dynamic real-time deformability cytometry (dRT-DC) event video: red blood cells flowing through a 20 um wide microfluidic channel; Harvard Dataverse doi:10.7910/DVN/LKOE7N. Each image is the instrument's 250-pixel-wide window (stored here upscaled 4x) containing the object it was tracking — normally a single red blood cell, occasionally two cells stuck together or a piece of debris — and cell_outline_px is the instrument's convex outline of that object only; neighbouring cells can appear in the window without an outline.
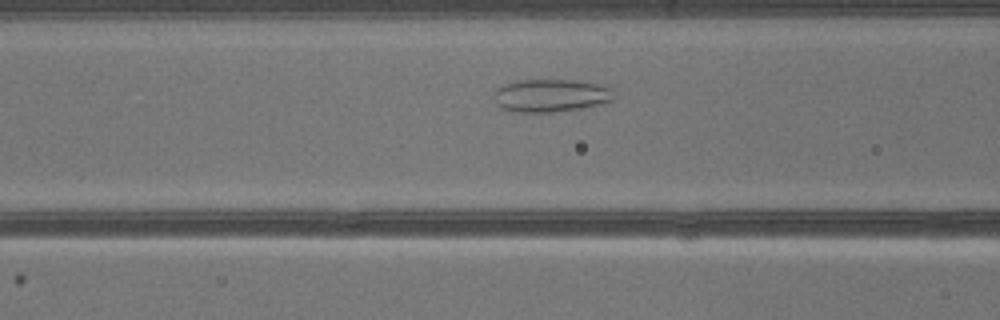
{"species": "common noctule bat (a hibernating species)", "species_latin": "Nyctalus noctula", "temperature_condition": "warm", "stored_images_in_passage": 9, "camera_frame_rate_fps": 3000, "um_per_image_px": 0.085, "animal": {"sex": "male", "body_mass_g": 13.3}, "frame": {"image": 1, "passage_image": 7, "time_ms": 2.0, "image_size_px": [1000, 320], "cell_outline_px": [[616, 100], [608, 104], [552, 112], [508, 112], [500, 108], [496, 104], [496, 88], [504, 84], [516, 80], [576, 80], [600, 84], [612, 88]], "centroid_in_image_um": [46.88, 8.13], "position_along_channel_um": 119.7, "area_um2": 23.47}}